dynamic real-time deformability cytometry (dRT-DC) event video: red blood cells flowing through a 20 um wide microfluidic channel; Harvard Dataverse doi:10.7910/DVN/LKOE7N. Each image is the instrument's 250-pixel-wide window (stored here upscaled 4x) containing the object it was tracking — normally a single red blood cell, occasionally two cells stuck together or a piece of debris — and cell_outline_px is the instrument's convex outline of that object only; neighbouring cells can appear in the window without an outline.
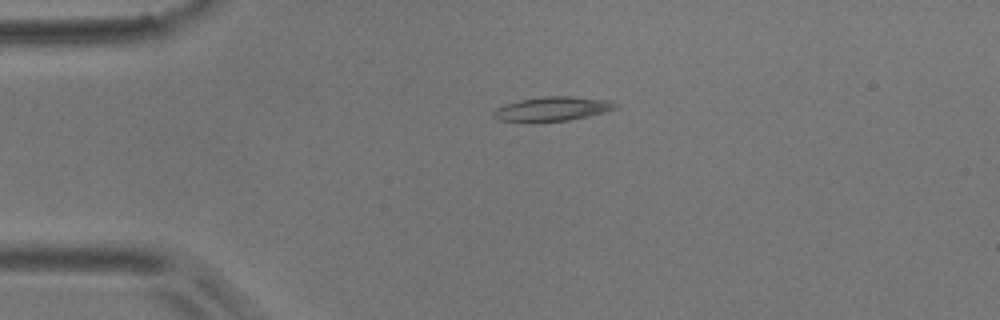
{"species": "common noctule bat (a hibernating species)", "species_latin": "Nyctalus noctula", "temperature_condition": "room temperature", "stored_images_in_passage": 4, "camera_frame_rate_fps": 3000, "um_per_image_px": 0.085, "animal": {"sex": "male", "body_mass_g": 17.9}, "frame": {"image": 1, "passage_image": 4, "time_ms": 4.667, "image_size_px": [1000, 320], "cell_outline_px": [[620, 108], [608, 112], [568, 120], [536, 124], [532, 124], [500, 120], [492, 116], [492, 112], [496, 108], [504, 104], [520, 100], [544, 96], [568, 96], [612, 100], [620, 104]], "centroid_in_image_um": [46.98, 9.28], "position_along_channel_um": 38.0, "area_um2": 18.09}}